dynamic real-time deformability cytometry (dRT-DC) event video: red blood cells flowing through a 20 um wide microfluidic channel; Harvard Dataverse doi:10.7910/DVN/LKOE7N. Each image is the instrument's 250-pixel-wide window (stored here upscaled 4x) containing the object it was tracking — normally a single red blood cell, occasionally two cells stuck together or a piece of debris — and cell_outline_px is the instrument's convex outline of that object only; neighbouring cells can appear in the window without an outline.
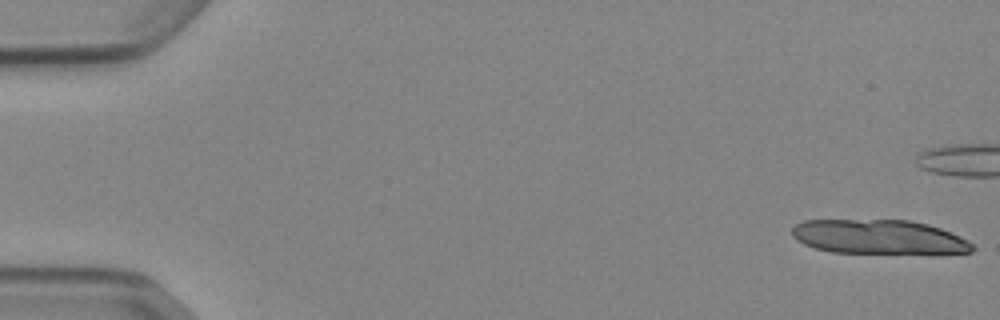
{"species": "Egyptian fruit bat (a non-hibernating species)", "species_latin": "Rousettus aegyptiacus", "temperature_condition": "cold", "stored_images_in_passage": 15, "camera_frame_rate_fps": 3000, "um_per_image_px": 0.085, "animal": {"sex": "female"}, "frame": {"image": 1, "passage_image": 1, "time_ms": 0.0, "image_size_px": [1000, 320], "cell_outline_px": [[976, 248], [972, 252], [832, 252], [816, 248], [804, 244], [796, 240], [792, 236], [792, 228], [796, 224], [804, 220], [912, 220], [928, 224], [940, 228], [960, 236], [968, 240]], "centroid_in_image_um": [74.66, 20.11], "position_along_channel_um": 10.3, "area_um2": 35.55}}